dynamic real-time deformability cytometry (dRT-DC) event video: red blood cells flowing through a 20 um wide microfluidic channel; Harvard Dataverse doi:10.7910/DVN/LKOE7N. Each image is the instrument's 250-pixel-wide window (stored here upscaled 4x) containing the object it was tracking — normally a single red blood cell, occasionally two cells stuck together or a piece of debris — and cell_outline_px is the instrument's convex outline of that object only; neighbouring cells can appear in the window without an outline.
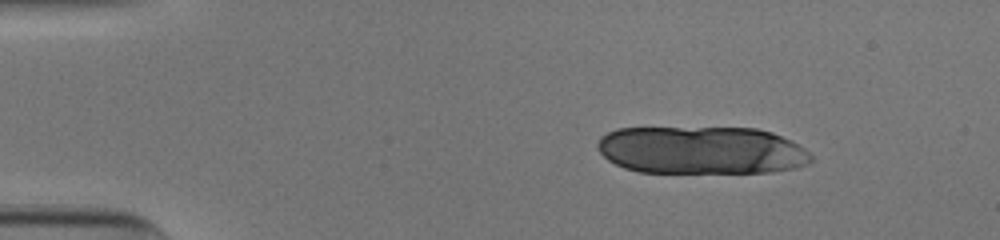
{"species": "human", "species_latin": "Homo sapiens", "temperature_condition": "cold", "stored_images_in_passage": 16, "camera_frame_rate_fps": 3000, "um_per_image_px": 0.085, "donor": {"sex": "male"}, "frame": {"image": 1, "passage_image": 7, "time_ms": 2.0, "image_size_px": [1000, 240], "cell_outline_px": [[812, 160], [808, 164], [796, 168], [772, 172], [640, 172], [624, 168], [608, 160], [596, 148], [596, 144], [600, 136], [616, 128], [756, 128], [772, 132], [804, 148], [812, 156]], "centroid_in_image_um": [59.6, 12.77], "position_along_channel_um": 25.4, "area_um2": 59.59}}